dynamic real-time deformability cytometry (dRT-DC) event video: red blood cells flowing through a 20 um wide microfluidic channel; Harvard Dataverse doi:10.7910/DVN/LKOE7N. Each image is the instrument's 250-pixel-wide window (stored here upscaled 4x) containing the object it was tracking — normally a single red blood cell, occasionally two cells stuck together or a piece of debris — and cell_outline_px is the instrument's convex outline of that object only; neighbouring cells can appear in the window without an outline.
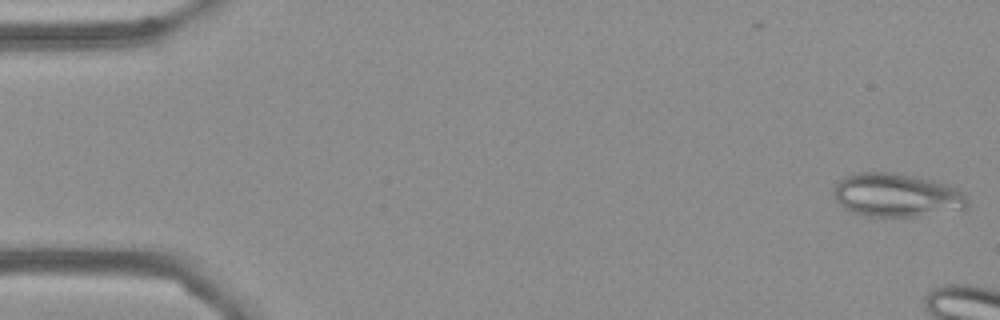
{"species": "Egyptian fruit bat (a non-hibernating species)", "species_latin": "Rousettus aegyptiacus", "temperature_condition": "cold", "stored_images_in_passage": 8, "camera_frame_rate_fps": 3000, "um_per_image_px": 0.085, "frame": {"image": 1, "passage_image": 1, "time_ms": 0.0, "image_size_px": [1000, 320], "cell_outline_px": [[968, 208], [964, 212], [916, 216], [864, 216], [852, 212], [844, 208], [836, 200], [832, 192], [832, 188], [844, 176], [852, 172], [896, 172], [932, 180], [956, 188], [964, 192], [968, 200]], "centroid_in_image_um": [76.25, 16.6], "position_along_channel_um": 8.7, "area_um2": 34.74}}